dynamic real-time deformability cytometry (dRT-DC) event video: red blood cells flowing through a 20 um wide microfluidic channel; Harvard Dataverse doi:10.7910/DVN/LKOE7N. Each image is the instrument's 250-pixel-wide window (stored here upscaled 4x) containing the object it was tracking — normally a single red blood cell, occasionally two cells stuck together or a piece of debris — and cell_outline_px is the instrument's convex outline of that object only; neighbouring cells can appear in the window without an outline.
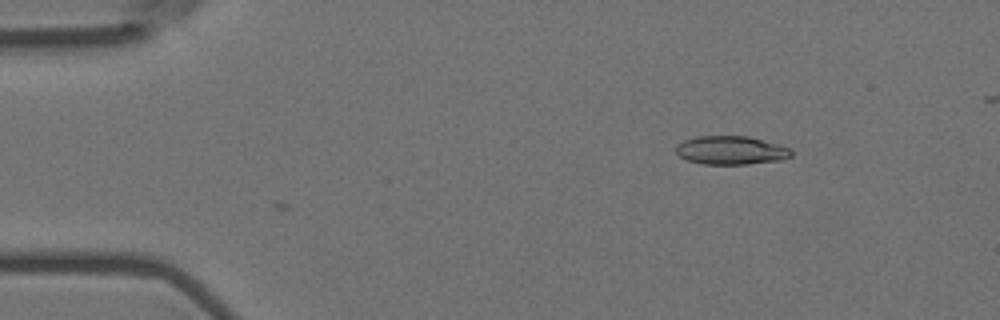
{"species": "Egyptian fruit bat (a non-hibernating species)", "species_latin": "Rousettus aegyptiacus", "temperature_condition": "room temperature", "stored_images_in_passage": 7, "camera_frame_rate_fps": 3000, "um_per_image_px": 0.085, "animal": {"sex": "female"}, "frame": {"image": 1, "passage_image": 7, "time_ms": 2.0, "image_size_px": [1000, 320], "cell_outline_px": [[792, 156], [780, 160], [748, 164], [704, 164], [688, 160], [680, 156], [676, 152], [676, 144], [684, 140], [696, 136], [748, 136], [792, 148]], "centroid_in_image_um": [62.14, 12.77], "position_along_channel_um": 22.9, "area_um2": 19.19}}